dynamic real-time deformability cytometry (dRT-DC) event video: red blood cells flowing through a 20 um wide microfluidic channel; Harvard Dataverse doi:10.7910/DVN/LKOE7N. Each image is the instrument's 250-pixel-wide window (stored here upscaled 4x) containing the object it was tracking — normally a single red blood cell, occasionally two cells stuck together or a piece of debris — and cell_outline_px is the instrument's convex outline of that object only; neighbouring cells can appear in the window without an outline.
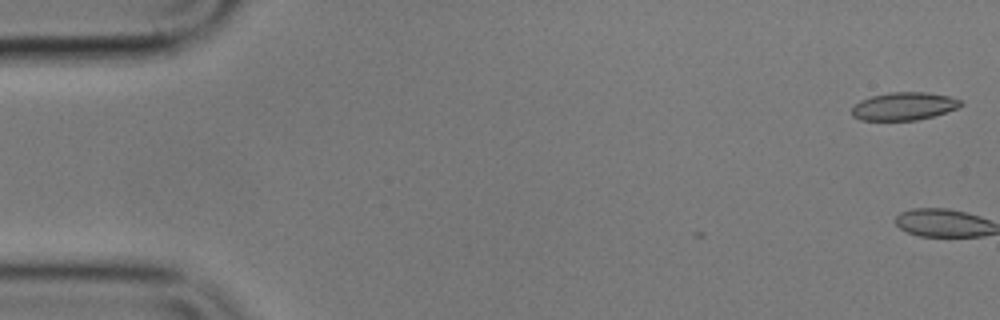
{"species": "common noctule bat (a hibernating species)", "species_latin": "Nyctalus noctula", "temperature_condition": "cold", "stored_images_in_passage": 5, "camera_frame_rate_fps": 3000, "um_per_image_px": 0.085, "animal": {"sex": "male", "body_mass_g": 17.9}, "frame": {"image": 1, "passage_image": 2, "time_ms": 0.333, "image_size_px": [1000, 320], "cell_outline_px": [[964, 104], [956, 108], [932, 116], [916, 120], [860, 120], [852, 116], [852, 108], [860, 100], [872, 96], [888, 92], [924, 92], [948, 96], [960, 100]], "centroid_in_image_um": [76.8, 9.03], "position_along_channel_um": 8.2, "area_um2": 17.51}}